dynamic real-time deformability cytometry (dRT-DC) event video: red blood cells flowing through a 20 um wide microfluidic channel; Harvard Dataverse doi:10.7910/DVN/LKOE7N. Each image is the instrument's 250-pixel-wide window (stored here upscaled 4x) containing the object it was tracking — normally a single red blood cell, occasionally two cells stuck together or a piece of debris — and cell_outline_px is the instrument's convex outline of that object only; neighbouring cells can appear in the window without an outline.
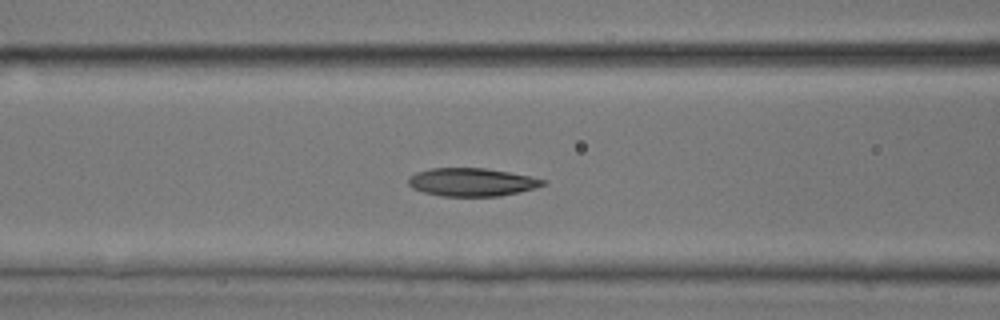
{"species": "common noctule bat (a hibernating species)", "species_latin": "Nyctalus noctula", "temperature_condition": "room temperature", "stored_images_in_passage": 46, "camera_frame_rate_fps": 3000, "um_per_image_px": 0.085, "animal": {"sex": "male", "body_mass_g": 17.9, "forearm_length_mm": 54.2}, "frame": {"image": 1, "passage_image": 19, "time_ms": 6.0, "image_size_px": [1000, 320], "cell_outline_px": [[548, 184], [500, 196], [440, 196], [424, 192], [412, 188], [408, 184], [408, 176], [416, 172], [432, 168], [484, 168], [508, 172], [548, 180]], "centroid_in_image_um": [40.07, 15.48], "position_along_channel_um": 126.5, "area_um2": 21.96}}
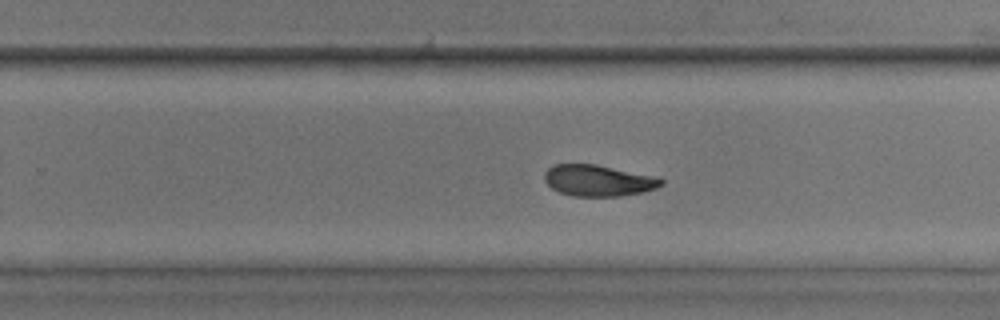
{"frame": {"image": 2, "passage_image": 29, "time_ms": 9.333, "image_size_px": [1000, 320], "cell_outline_px": [[664, 184], [656, 188], [640, 192], [620, 196], [572, 196], [560, 192], [552, 188], [544, 180], [544, 172], [552, 164], [596, 164], [660, 176], [664, 180]], "centroid_in_image_um": [50.88, 15.33], "position_along_channel_um": 278.9, "area_um2": 21.56}}
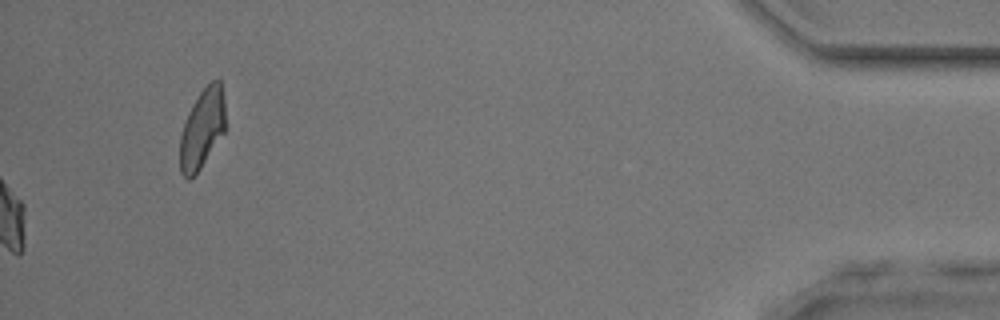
{"frame": {"image": 3, "passage_image": 46, "time_ms": 15.0, "image_size_px": [1000, 320], "cell_outline_px": [[224, 132], [200, 168], [188, 180], [180, 172], [180, 136], [184, 120], [192, 104], [200, 92], [212, 80], [220, 80], [224, 96]], "centroid_in_image_um": [17.16, 10.92], "position_along_channel_um": 418.0, "area_um2": 20.81}}